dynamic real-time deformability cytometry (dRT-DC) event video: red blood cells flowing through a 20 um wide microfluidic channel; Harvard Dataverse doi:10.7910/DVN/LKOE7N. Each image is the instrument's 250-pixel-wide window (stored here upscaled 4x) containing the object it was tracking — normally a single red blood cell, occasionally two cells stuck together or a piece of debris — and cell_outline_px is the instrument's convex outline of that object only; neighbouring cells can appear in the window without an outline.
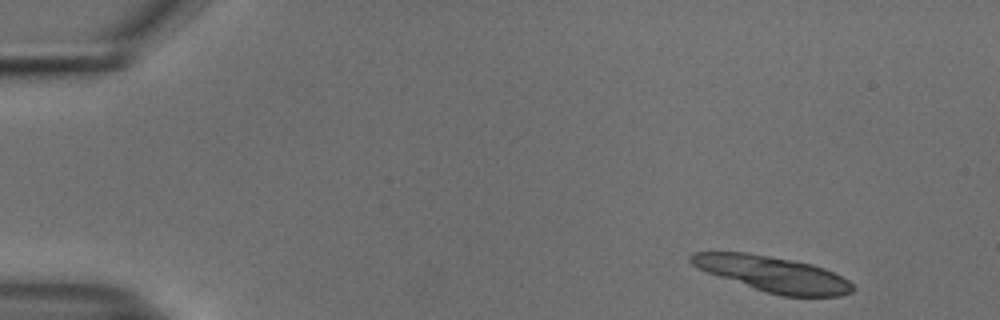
{"species": "common noctule bat (a hibernating species)", "species_latin": "Nyctalus noctula", "temperature_condition": "cold", "stored_images_in_passage": 49, "camera_frame_rate_fps": 3000, "um_per_image_px": 0.085, "animal": {"sex": "male", "body_mass_g": 18.8}, "frame": {"image": 1, "passage_image": 1, "time_ms": 0.0, "image_size_px": [1000, 320], "cell_outline_px": [[856, 288], [852, 292], [840, 296], [780, 296], [708, 272], [692, 264], [688, 260], [688, 256], [692, 252], [748, 252], [792, 260], [812, 264], [824, 268], [848, 280]], "centroid_in_image_um": [65.72, 23.28], "position_along_channel_um": 19.3, "area_um2": 32.95}, "authors_computed_cell_mechanics": {"area_um2": 13.872, "velocity_mm_per_s": 3.7194, "shape_relaxation_time_tau1_ms": 4.6067, "shape_relaxation_time_tau2_ms": null, "deformation_change_tau1": 0.0702, "deformation_change_tau2": null}}